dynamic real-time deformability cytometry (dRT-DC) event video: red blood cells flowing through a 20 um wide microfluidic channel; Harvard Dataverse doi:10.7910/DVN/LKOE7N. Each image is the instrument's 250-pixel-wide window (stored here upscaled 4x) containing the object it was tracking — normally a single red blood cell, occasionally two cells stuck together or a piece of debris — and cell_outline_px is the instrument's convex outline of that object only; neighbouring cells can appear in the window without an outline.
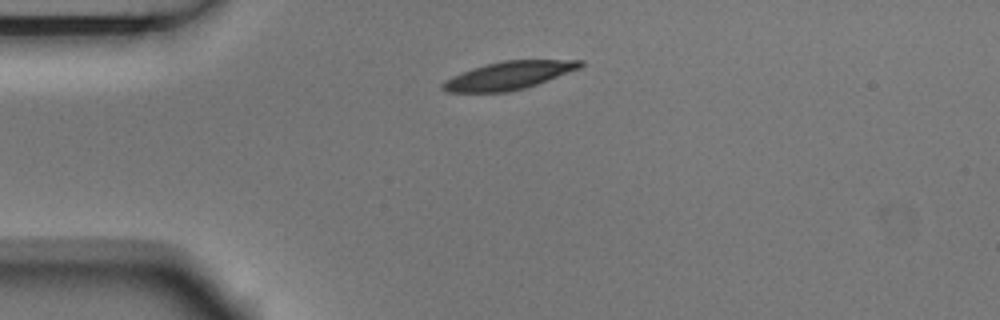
{"species": "Egyptian fruit bat (a non-hibernating species)", "species_latin": "Rousettus aegyptiacus", "temperature_condition": "room temperature", "stored_images_in_passage": 7, "camera_frame_rate_fps": 3000, "um_per_image_px": 0.085, "animal": {"sex": "male"}, "frame": {"image": 1, "passage_image": 1, "time_ms": 0.0, "image_size_px": [1000, 320], "cell_outline_px": [[584, 64], [580, 68], [536, 84], [524, 88], [508, 92], [448, 92], [440, 88], [440, 84], [444, 80], [452, 76], [472, 68], [504, 60], [584, 60]], "centroid_in_image_um": [43.21, 6.42], "position_along_channel_um": 41.8, "area_um2": 22.25}}
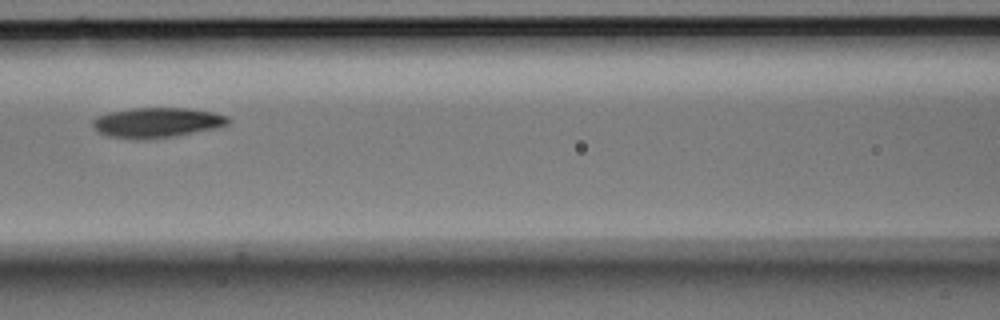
{"frame": {"image": 2, "passage_image": 4, "time_ms": 1.0, "image_size_px": [1000, 320], "cell_outline_px": [[232, 120], [228, 124], [216, 128], [176, 136], [144, 140], [108, 136], [100, 132], [92, 124], [92, 120], [96, 116], [108, 112], [132, 108], [188, 108], [212, 112], [228, 116]], "centroid_in_image_um": [13.36, 10.42], "position_along_channel_um": 153.2, "area_um2": 23.81}}
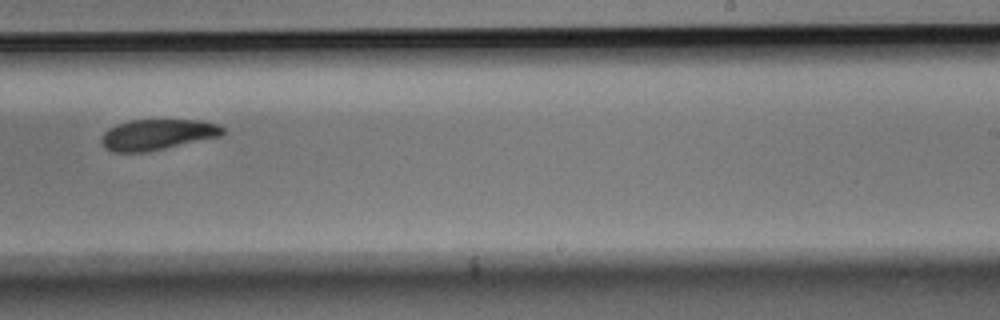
{"frame": {"image": 3, "passage_image": 7, "time_ms": 2.0, "image_size_px": [1000, 320], "cell_outline_px": [[224, 132], [220, 136], [148, 152], [112, 152], [104, 148], [100, 140], [104, 132], [108, 128], [116, 124], [128, 120], [204, 120], [216, 124], [224, 128]], "centroid_in_image_um": [13.33, 11.44], "position_along_channel_um": 275.7, "area_um2": 21.85}}